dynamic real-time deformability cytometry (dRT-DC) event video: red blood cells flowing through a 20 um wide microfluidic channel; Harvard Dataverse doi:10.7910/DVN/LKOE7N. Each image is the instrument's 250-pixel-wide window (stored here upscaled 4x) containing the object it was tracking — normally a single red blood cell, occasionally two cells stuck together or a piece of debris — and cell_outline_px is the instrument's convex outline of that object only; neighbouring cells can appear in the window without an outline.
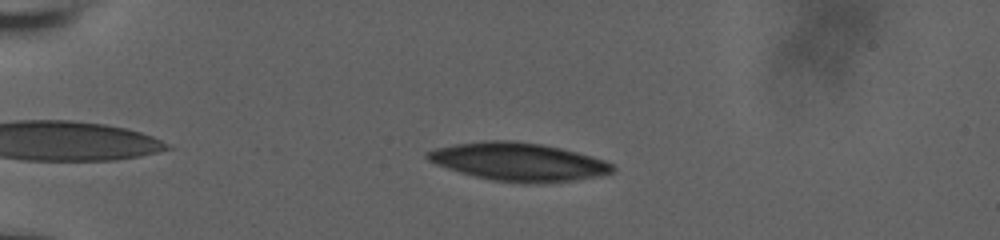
{"species": "human", "species_latin": "Homo sapiens", "temperature_condition": "room temperature", "stored_images_in_passage": 20, "camera_frame_rate_fps": 3000, "um_per_image_px": 0.085, "donor": {"sex": "male"}, "frame": {"image": 1, "passage_image": 1, "time_ms": 0.0, "image_size_px": [1000, 240], "cell_outline_px": [[616, 168], [612, 172], [600, 176], [576, 180], [536, 184], [520, 184], [492, 180], [460, 172], [436, 164], [428, 160], [424, 156], [424, 152], [436, 148], [456, 144], [484, 140], [512, 140], [540, 144], [560, 148], [576, 152], [604, 160], [612, 164]], "centroid_in_image_um": [44.07, 13.76], "position_along_channel_um": 40.9, "area_um2": 41.27}}
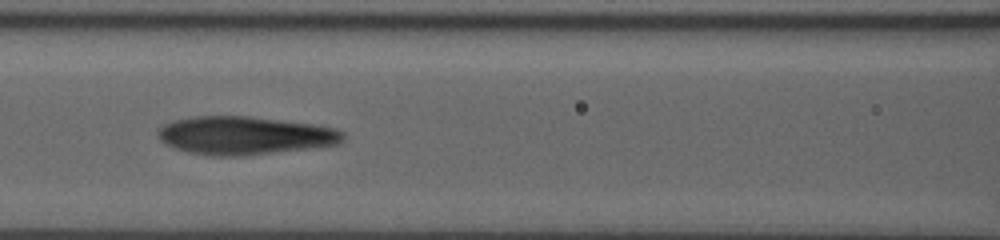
{"frame": {"image": 2, "passage_image": 15, "time_ms": 4.333, "image_size_px": [1000, 240], "cell_outline_px": [[344, 136], [340, 144], [308, 148], [240, 156], [208, 156], [188, 152], [164, 144], [156, 136], [156, 132], [164, 124], [172, 120], [196, 116], [248, 116], [312, 124], [336, 128], [344, 132]], "centroid_in_image_um": [20.75, 11.52], "position_along_channel_um": 145.9, "area_um2": 41.21}}
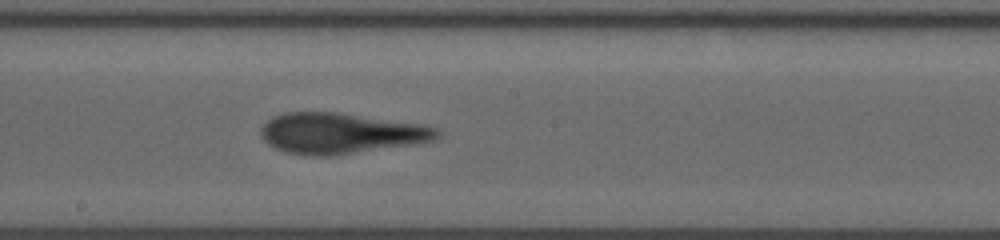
{"frame": {"image": 3, "passage_image": 20, "time_ms": 6.333, "image_size_px": [1000, 240], "cell_outline_px": [[440, 136], [432, 140], [420, 144], [328, 156], [312, 156], [288, 152], [276, 148], [268, 144], [260, 136], [260, 128], [272, 116], [284, 112], [340, 112], [424, 124], [436, 128], [440, 132]], "centroid_in_image_um": [28.98, 11.32], "position_along_channel_um": 219.2, "area_um2": 42.19}}